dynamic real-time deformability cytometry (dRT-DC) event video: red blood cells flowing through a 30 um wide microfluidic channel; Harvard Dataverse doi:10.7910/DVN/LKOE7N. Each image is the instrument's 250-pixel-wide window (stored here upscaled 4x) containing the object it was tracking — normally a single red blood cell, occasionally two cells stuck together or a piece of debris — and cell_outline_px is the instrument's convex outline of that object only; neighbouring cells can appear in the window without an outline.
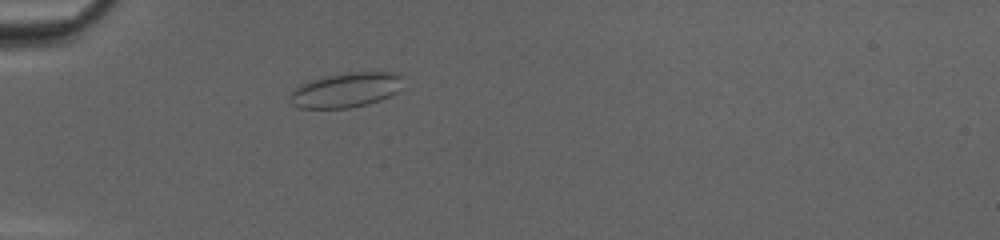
{"species": "common noctule bat (a hibernating species)", "species_latin": "Nyctalus noctula", "temperature_condition": "cold", "stored_images_in_passage": 35, "camera_frame_rate_fps": 3000, "um_per_image_px": 0.085, "animal": {"sex": "female", "body_mass_g": 20.0, "forearm_length_mm": 54.0}, "frame": {"image": 1, "passage_image": 1, "time_ms": 0.0, "image_size_px": [1000, 240], "cell_outline_px": [[404, 76], [396, 92], [380, 100], [368, 104], [348, 108], [300, 108], [292, 104], [288, 96], [300, 84], [308, 80], [344, 72], [372, 68], [396, 72]], "centroid_in_image_um": [29.45, 7.59], "position_along_channel_um": 55.6, "area_um2": 23.7}}
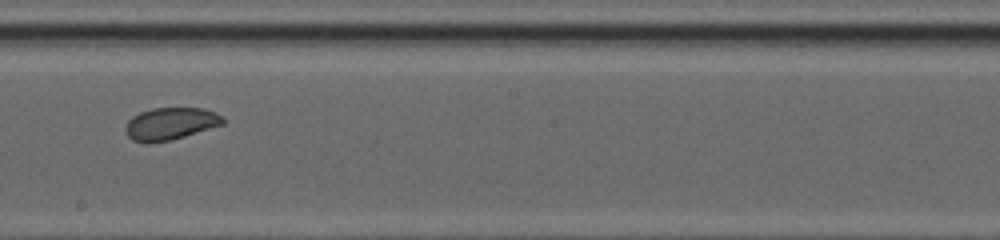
{"frame": {"image": 2, "passage_image": 15, "time_ms": 4.667, "image_size_px": [1000, 240], "cell_outline_px": [[224, 124], [184, 136], [168, 140], [148, 144], [132, 140], [128, 136], [124, 128], [128, 120], [132, 116], [140, 112], [152, 108], [204, 108], [216, 112], [224, 116]], "centroid_in_image_um": [14.48, 10.51], "position_along_channel_um": 233.7, "area_um2": 18.44}}
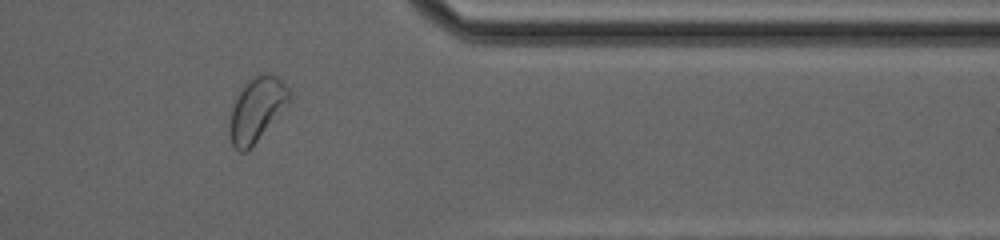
{"frame": {"image": 3, "passage_image": 27, "time_ms": 8.667, "image_size_px": [1000, 240], "cell_outline_px": [[292, 96], [256, 140], [244, 152], [240, 152], [232, 144], [228, 132], [228, 128], [232, 108], [240, 92], [248, 80], [260, 72], [268, 72], [276, 76], [292, 92]], "centroid_in_image_um": [21.79, 9.24], "position_along_channel_um": 389.6, "area_um2": 21.39}, "authors_computed_cell_mechanics": {"area_um2": 19.7098, "velocity_mm_per_s": 4.1429, "shape_relaxation_time_tau1_ms": 3.3859, "shape_relaxation_time_tau2_ms": 2.2262, "deformation_change_tau1": 0.0475, "deformation_change_tau2": 0.0621}}